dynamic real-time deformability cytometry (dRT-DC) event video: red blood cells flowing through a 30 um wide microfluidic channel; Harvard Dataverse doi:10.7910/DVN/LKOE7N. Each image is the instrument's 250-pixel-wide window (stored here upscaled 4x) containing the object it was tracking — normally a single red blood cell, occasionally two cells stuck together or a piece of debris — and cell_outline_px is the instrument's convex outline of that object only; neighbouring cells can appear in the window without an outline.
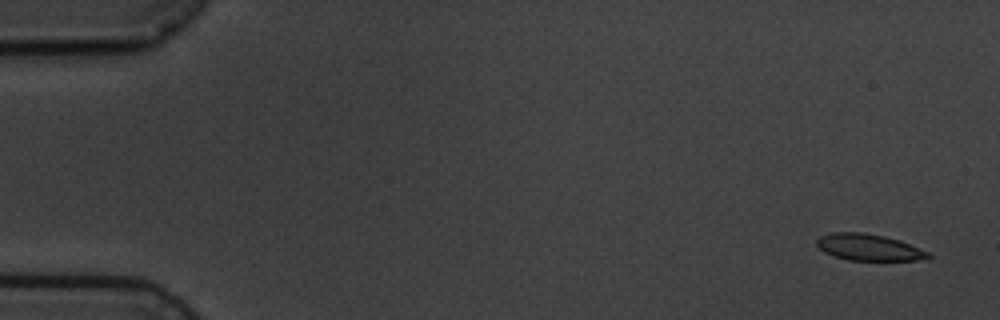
{"species": "common noctule bat (a hibernating species)", "species_latin": "Nyctalus noctula", "temperature_condition": "cold", "stored_images_in_passage": 7, "camera_frame_rate_fps": 3000, "um_per_image_px": 0.085, "animal": {"sex": "male", "body_mass_g": 19.5, "forearm_length_mm": 54.6}, "frame": {"image": 1, "passage_image": 1, "time_ms": 0.0, "image_size_px": [1000, 320], "cell_outline_px": [[932, 256], [928, 260], [848, 260], [832, 256], [824, 252], [816, 244], [816, 240], [820, 236], [832, 232], [864, 232], [884, 236], [900, 240], [928, 252]], "centroid_in_image_um": [73.84, 21.02], "position_along_channel_um": 11.2, "area_um2": 17.34}}
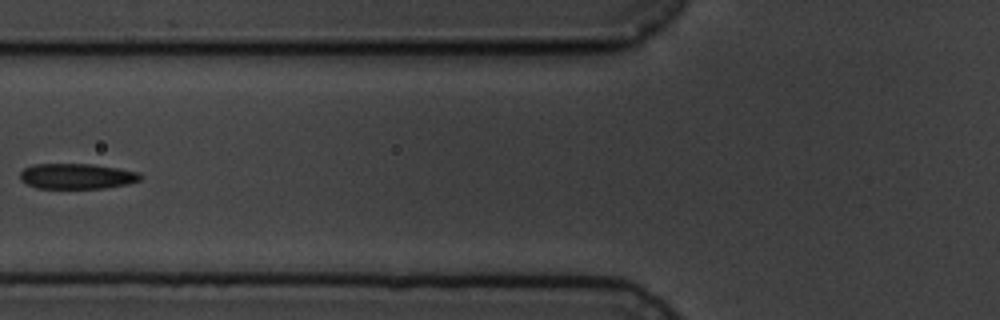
{"frame": {"image": 2, "passage_image": 6, "time_ms": 6.667, "image_size_px": [1000, 320], "cell_outline_px": [[144, 176], [140, 180], [128, 184], [104, 188], [36, 188], [20, 180], [20, 172], [24, 168], [32, 164], [92, 164], [140, 172]], "centroid_in_image_um": [6.54, 14.97], "position_along_channel_um": 119.3, "area_um2": 17.92}}
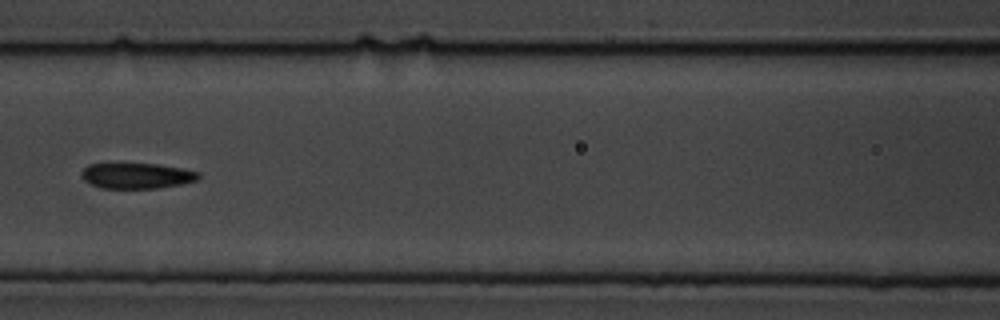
{"frame": {"image": 3, "passage_image": 7, "time_ms": 7.667, "image_size_px": [1000, 320], "cell_outline_px": [[200, 176], [196, 180], [180, 184], [156, 188], [100, 188], [84, 180], [80, 176], [80, 172], [88, 164], [156, 164], [184, 168], [200, 172]], "centroid_in_image_um": [11.61, 14.93], "position_along_channel_um": 155.0, "area_um2": 17.4}}